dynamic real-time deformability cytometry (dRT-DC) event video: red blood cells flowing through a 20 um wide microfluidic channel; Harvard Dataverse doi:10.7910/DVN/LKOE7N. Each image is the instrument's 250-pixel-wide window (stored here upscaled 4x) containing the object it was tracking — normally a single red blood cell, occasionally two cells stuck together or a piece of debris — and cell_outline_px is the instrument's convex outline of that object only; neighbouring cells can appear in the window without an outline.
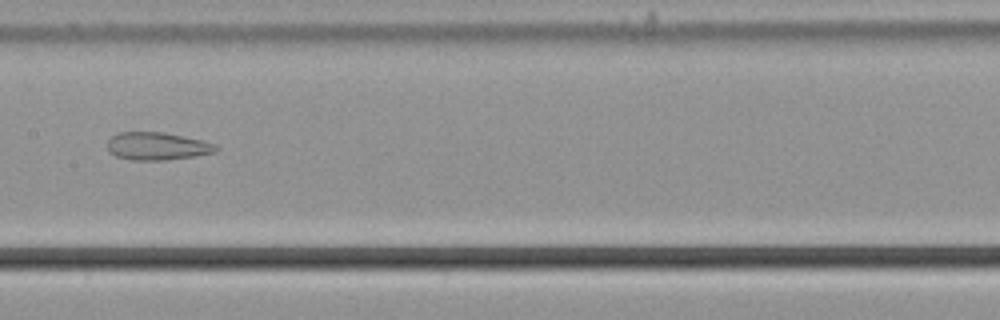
{"species": "common noctule bat (a hibernating species)", "species_latin": "Nyctalus noctula", "temperature_condition": "cold", "stored_images_in_passage": 28, "segment_of_instrument_passage": [2, 2], "camera_frame_rate_fps": 3000, "um_per_image_px": 0.085, "animal": {"sex": "male", "body_mass_g": 21.5, "forearm_length_mm": 52.0}, "frame": {"image": 1, "passage_image": 19, "time_ms": 6.0, "image_size_px": [1000, 320], "cell_outline_px": [[220, 148], [216, 152], [196, 156], [168, 160], [132, 160], [116, 156], [108, 152], [108, 140], [116, 132], [164, 132], [204, 140], [216, 144]], "centroid_in_image_um": [13.39, 12.42], "position_along_channel_um": 194.0, "area_um2": 17.86}}
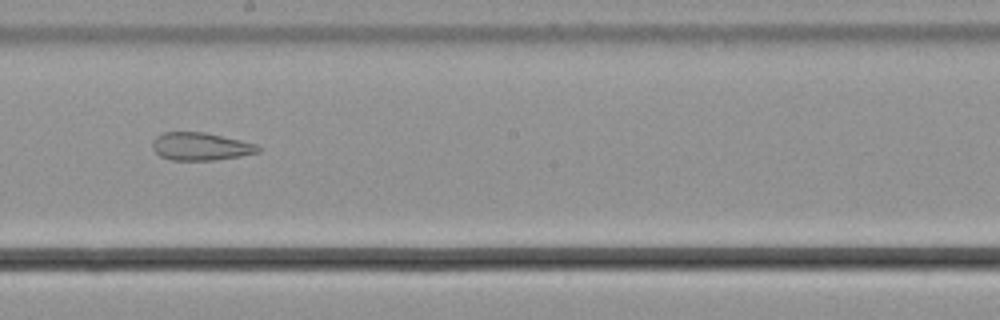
{"frame": {"image": 2, "passage_image": 22, "time_ms": 7.0, "image_size_px": [1000, 320], "cell_outline_px": [[260, 152], [240, 156], [216, 160], [172, 160], [160, 156], [152, 148], [152, 140], [156, 136], [164, 132], [204, 132], [240, 140], [256, 144], [260, 148]], "centroid_in_image_um": [17.03, 12.45], "position_along_channel_um": 231.2, "area_um2": 17.11}}
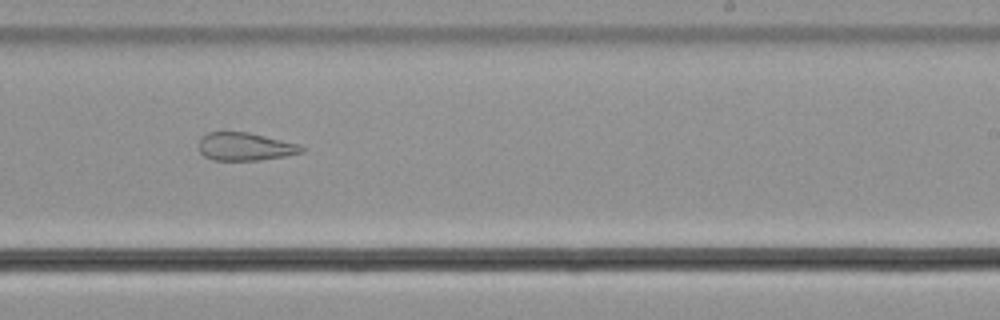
{"frame": {"image": 3, "passage_image": 25, "time_ms": 8.0, "image_size_px": [1000, 320], "cell_outline_px": [[304, 152], [284, 156], [260, 160], [212, 160], [204, 156], [200, 152], [200, 140], [208, 132], [248, 132], [300, 144], [304, 148]], "centroid_in_image_um": [20.86, 12.47], "position_along_channel_um": 268.1, "area_um2": 16.65}}